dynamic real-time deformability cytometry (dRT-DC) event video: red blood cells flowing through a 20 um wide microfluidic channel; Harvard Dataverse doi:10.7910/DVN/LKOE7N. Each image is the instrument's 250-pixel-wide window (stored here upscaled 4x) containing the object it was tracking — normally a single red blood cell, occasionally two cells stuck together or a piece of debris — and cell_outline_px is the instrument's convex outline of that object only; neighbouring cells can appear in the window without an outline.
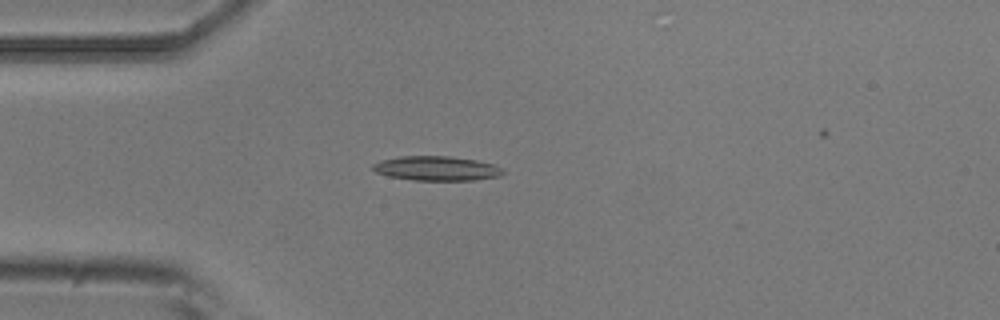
{"species": "common noctule bat (a hibernating species)", "species_latin": "Nyctalus noctula", "temperature_condition": "room temperature", "stored_images_in_passage": 50, "camera_frame_rate_fps": 3000, "um_per_image_px": 0.085, "animal": {"sex": "male", "body_mass_g": 20.5, "forearm_length_mm": 52.5}, "frame": {"image": 1, "passage_image": 14, "time_ms": 4.333, "image_size_px": [1000, 320], "cell_outline_px": [[504, 172], [500, 176], [472, 180], [412, 180], [388, 176], [376, 172], [372, 168], [372, 164], [380, 160], [400, 156], [452, 156], [476, 160], [492, 164], [500, 168]], "centroid_in_image_um": [37.06, 14.31], "position_along_channel_um": 47.9, "area_um2": 18.5}}
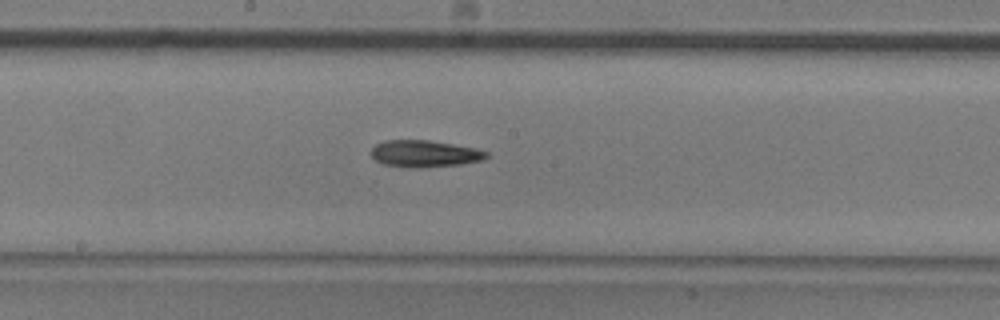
{"frame": {"image": 2, "passage_image": 28, "time_ms": 9.0, "image_size_px": [1000, 320], "cell_outline_px": [[488, 156], [484, 160], [460, 164], [420, 168], [408, 168], [384, 164], [376, 160], [372, 156], [372, 148], [376, 144], [384, 140], [428, 140], [476, 148], [488, 152]], "centroid_in_image_um": [36.1, 13.07], "position_along_channel_um": 212.1, "area_um2": 18.03}}
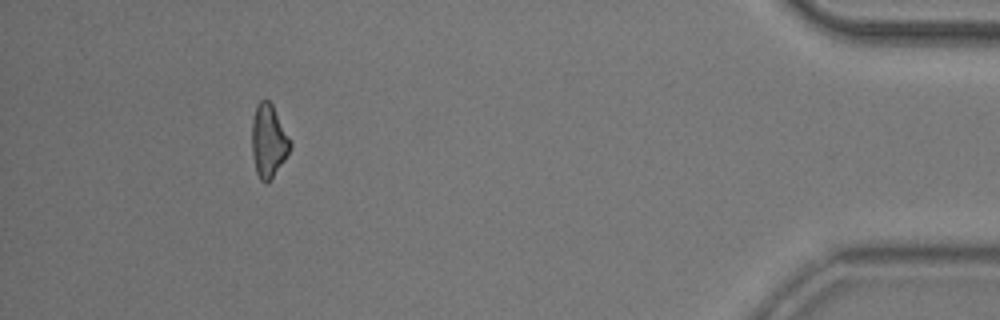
{"frame": {"image": 3, "passage_image": 49, "time_ms": 16.0, "image_size_px": [1000, 320], "cell_outline_px": [[292, 144], [284, 160], [272, 176], [264, 184], [260, 180], [256, 172], [252, 156], [252, 120], [256, 104], [260, 100], [268, 100], [272, 104], [292, 140]], "centroid_in_image_um": [22.82, 11.94], "position_along_channel_um": 412.4, "area_um2": 16.3}}